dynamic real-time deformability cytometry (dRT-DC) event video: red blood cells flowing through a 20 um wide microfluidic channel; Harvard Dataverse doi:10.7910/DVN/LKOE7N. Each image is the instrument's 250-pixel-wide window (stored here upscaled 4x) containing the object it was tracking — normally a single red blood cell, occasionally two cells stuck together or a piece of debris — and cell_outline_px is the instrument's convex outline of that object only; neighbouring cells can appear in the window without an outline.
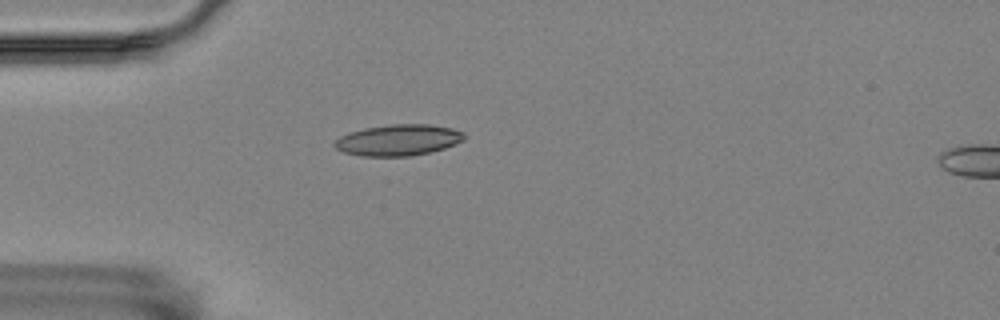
{"species": "Egyptian fruit bat (a non-hibernating species)", "species_latin": "Rousettus aegyptiacus", "temperature_condition": "room temperature", "stored_images_in_passage": 3, "camera_frame_rate_fps": 3000, "um_per_image_px": 0.085, "animal": {"sex": "female"}, "frame": {"image": 1, "passage_image": 2, "time_ms": 0.333, "image_size_px": [1000, 320], "cell_outline_px": [[464, 140], [456, 144], [444, 148], [412, 156], [360, 156], [344, 152], [336, 148], [332, 144], [340, 136], [348, 132], [364, 128], [388, 124], [428, 124], [452, 128], [464, 132]], "centroid_in_image_um": [33.84, 11.9], "position_along_channel_um": 51.2, "area_um2": 23.64}}